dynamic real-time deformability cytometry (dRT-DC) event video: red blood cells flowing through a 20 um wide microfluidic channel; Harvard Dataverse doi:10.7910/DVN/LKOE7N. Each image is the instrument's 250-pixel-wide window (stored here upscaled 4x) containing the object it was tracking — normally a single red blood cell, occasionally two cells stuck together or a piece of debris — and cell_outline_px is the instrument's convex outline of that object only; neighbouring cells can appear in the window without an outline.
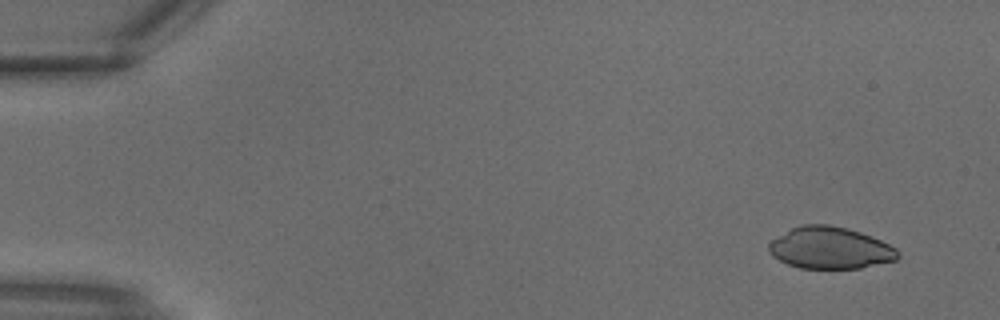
{"species": "common noctule bat (a hibernating species)", "species_latin": "Nyctalus noctula", "temperature_condition": "warm", "stored_images_in_passage": 12, "camera_frame_rate_fps": 3000, "um_per_image_px": 0.085, "animal": {"sex": "male", "body_mass_g": 18.8}, "frame": {"image": 1, "passage_image": 3, "time_ms": 0.667, "image_size_px": [1000, 320], "cell_outline_px": [[900, 256], [896, 260], [860, 268], [800, 268], [788, 264], [772, 256], [768, 248], [768, 244], [772, 240], [792, 228], [800, 224], [828, 224], [848, 228], [860, 232], [880, 240], [896, 248], [900, 252]], "centroid_in_image_um": [70.57, 21.07], "position_along_channel_um": 14.4, "area_um2": 31.39}}